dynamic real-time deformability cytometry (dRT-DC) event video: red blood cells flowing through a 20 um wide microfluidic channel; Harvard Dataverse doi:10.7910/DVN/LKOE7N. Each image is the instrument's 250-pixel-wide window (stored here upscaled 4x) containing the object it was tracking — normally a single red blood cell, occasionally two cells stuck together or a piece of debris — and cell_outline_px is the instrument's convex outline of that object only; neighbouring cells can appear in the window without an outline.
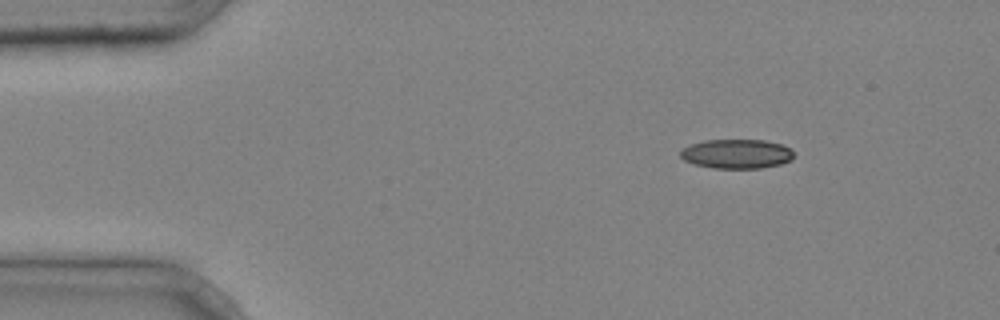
{"species": "common noctule bat (a hibernating species)", "species_latin": "Nyctalus noctula", "temperature_condition": "cold", "stored_images_in_passage": 3, "camera_frame_rate_fps": 3000, "um_per_image_px": 0.085, "animal": {"sex": "male", "body_mass_g": 20.4}, "frame": {"image": 1, "passage_image": 1, "time_ms": 0.0, "image_size_px": [1000, 320], "cell_outline_px": [[792, 160], [780, 164], [760, 168], [712, 168], [696, 164], [684, 160], [680, 156], [680, 152], [688, 144], [704, 140], [764, 140], [780, 144], [792, 148]], "centroid_in_image_um": [62.6, 13.07], "position_along_channel_um": 22.4, "area_um2": 19.36}}
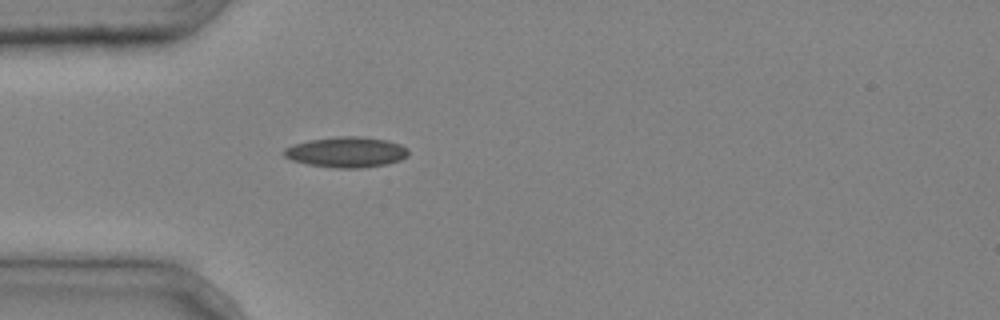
{"frame": {"image": 2, "passage_image": 3, "time_ms": 0.667, "image_size_px": [1000, 320], "cell_outline_px": [[408, 156], [400, 160], [388, 164], [360, 168], [336, 168], [308, 164], [292, 160], [284, 156], [280, 152], [284, 148], [292, 144], [308, 140], [336, 136], [360, 136], [388, 140], [400, 144], [408, 148]], "centroid_in_image_um": [29.42, 12.92], "position_along_channel_um": 55.6, "area_um2": 22.43}}